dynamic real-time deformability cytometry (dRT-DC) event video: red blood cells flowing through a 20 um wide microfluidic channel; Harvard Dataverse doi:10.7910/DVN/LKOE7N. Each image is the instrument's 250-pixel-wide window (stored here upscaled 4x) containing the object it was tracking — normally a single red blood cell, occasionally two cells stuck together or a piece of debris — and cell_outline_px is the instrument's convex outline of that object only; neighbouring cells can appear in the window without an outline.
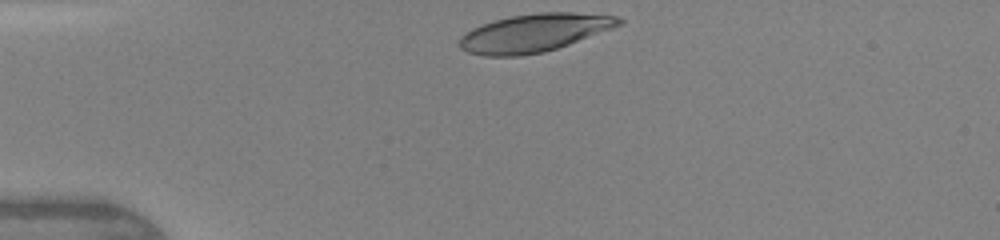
{"species": "human", "species_latin": "Homo sapiens", "temperature_condition": "warm", "stored_images_in_passage": 29, "camera_frame_rate_fps": 3000, "um_per_image_px": 0.085, "donor": {"sex": "female"}, "frame": {"image": 1, "passage_image": 1, "time_ms": 0.0, "image_size_px": [1000, 240], "cell_outline_px": [[624, 24], [568, 44], [544, 52], [520, 56], [484, 56], [468, 52], [460, 48], [460, 36], [464, 32], [472, 28], [496, 20], [512, 16], [540, 12], [572, 12], [616, 16], [624, 20]], "centroid_in_image_um": [45.41, 2.79], "position_along_channel_um": 39.6, "area_um2": 35.08}}
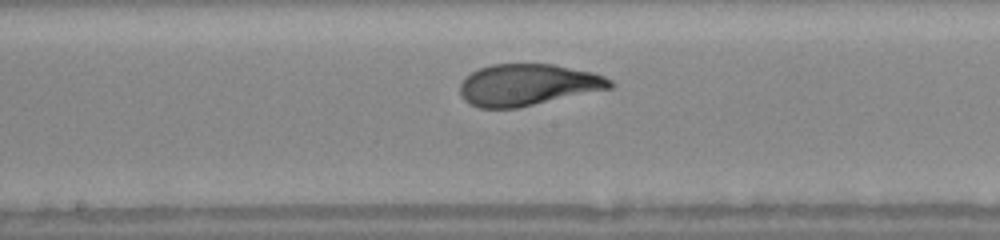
{"frame": {"image": 2, "passage_image": 15, "time_ms": 4.667, "image_size_px": [1000, 240], "cell_outline_px": [[616, 84], [612, 88], [516, 108], [480, 108], [468, 104], [460, 96], [460, 84], [472, 72], [480, 68], [492, 64], [552, 64], [592, 72], [604, 76], [612, 80]], "centroid_in_image_um": [44.86, 7.21], "position_along_channel_um": 203.3, "area_um2": 36.3}}
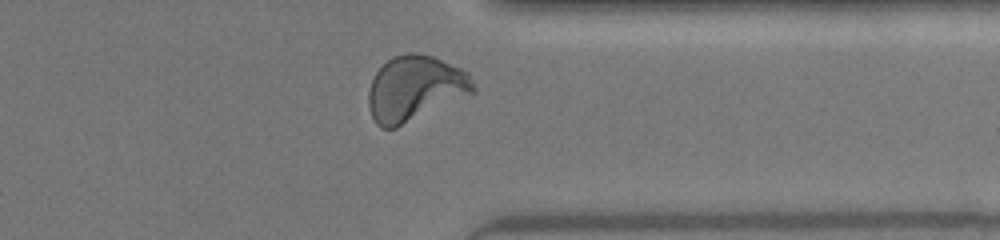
{"frame": {"image": 3, "passage_image": 27, "time_ms": 8.667, "image_size_px": [1000, 240], "cell_outline_px": [[476, 92], [396, 128], [380, 128], [376, 124], [368, 108], [368, 88], [376, 72], [392, 56], [408, 52], [416, 52], [432, 56], [460, 68], [468, 72], [476, 88]], "centroid_in_image_um": [35.26, 7.52], "position_along_channel_um": 376.1, "area_um2": 40.0}, "authors_computed_cell_mechanics": {"area_um2": 36.8186, "velocity_mm_per_s": 4.3418, "shape_relaxation_time_tau1_ms": 3.5966, "shape_relaxation_time_tau2_ms": null, "deformation_change_tau1": 0.1901, "deformation_change_tau2": null}}